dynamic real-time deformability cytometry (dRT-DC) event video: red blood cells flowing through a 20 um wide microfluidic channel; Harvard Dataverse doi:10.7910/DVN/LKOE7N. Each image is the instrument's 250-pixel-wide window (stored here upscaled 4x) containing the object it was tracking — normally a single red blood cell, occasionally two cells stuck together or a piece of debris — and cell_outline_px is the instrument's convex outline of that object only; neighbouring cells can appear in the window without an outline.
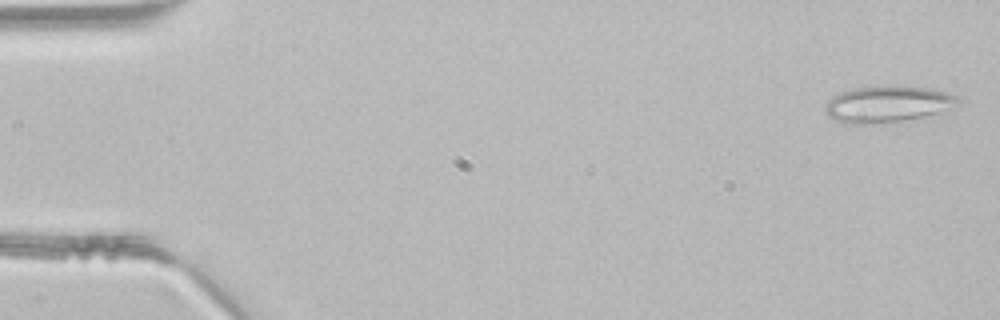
{"species": "common noctule bat (a hibernating species)", "species_latin": "Nyctalus noctula", "temperature_condition": "room temperature", "stored_images_in_passage": 45, "segment_of_instrument_passage": [1, 2], "camera_frame_rate_fps": 3000, "um_per_image_px": 0.085, "animal": {"sex": "male", "body_mass_g": 21.5, "forearm_length_mm": 52.0}, "frame": {"image": 1, "passage_image": 1, "time_ms": 0.0, "image_size_px": [1000, 320], "cell_outline_px": [[964, 100], [960, 104], [940, 112], [908, 120], [872, 124], [844, 124], [828, 116], [824, 112], [824, 108], [828, 100], [832, 96], [840, 92], [852, 88], [888, 84], [932, 88], [948, 92]], "centroid_in_image_um": [75.45, 8.83], "position_along_channel_um": 9.5, "area_um2": 29.07}}
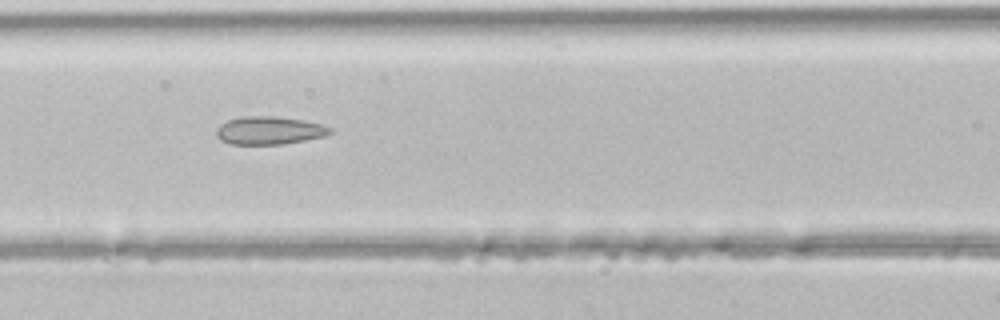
{"frame": {"image": 2, "passage_image": 19, "time_ms": 6.0, "image_size_px": [1000, 320], "cell_outline_px": [[332, 132], [324, 136], [284, 144], [232, 144], [220, 140], [216, 136], [216, 128], [220, 124], [228, 120], [240, 116], [276, 116], [304, 120], [320, 124], [332, 128]], "centroid_in_image_um": [22.86, 11.08], "position_along_channel_um": 143.7, "area_um2": 18.61}}
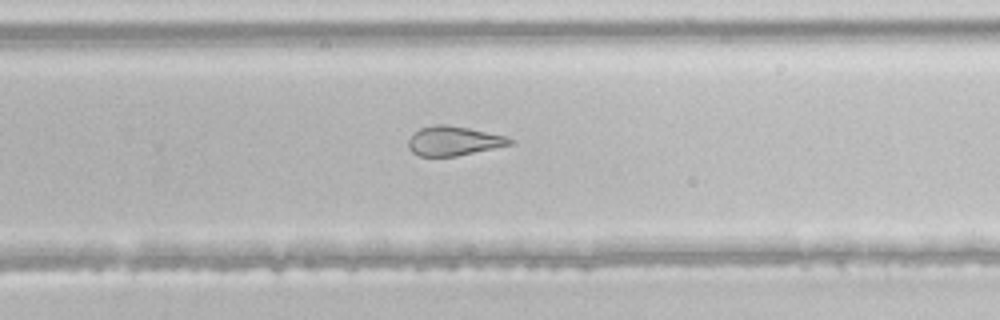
{"frame": {"image": 3, "passage_image": 29, "time_ms": 9.333, "image_size_px": [1000, 320], "cell_outline_px": [[516, 144], [456, 156], [420, 156], [412, 152], [408, 148], [408, 140], [420, 128], [436, 124], [448, 124], [508, 136], [516, 140]], "centroid_in_image_um": [38.64, 11.98], "position_along_channel_um": 291.2, "area_um2": 17.57}}